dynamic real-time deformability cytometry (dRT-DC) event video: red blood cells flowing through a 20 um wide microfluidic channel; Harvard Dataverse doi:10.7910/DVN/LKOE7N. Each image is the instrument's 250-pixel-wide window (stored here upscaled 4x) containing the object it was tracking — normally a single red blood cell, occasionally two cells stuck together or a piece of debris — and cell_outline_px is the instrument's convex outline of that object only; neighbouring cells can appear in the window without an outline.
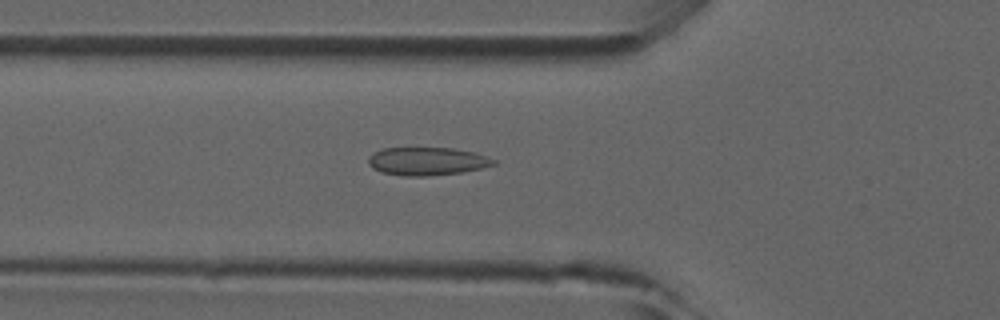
{"species": "common noctule bat (a hibernating species)", "species_latin": "Nyctalus noctula", "temperature_condition": "room temperature", "stored_images_in_passage": 45, "camera_frame_rate_fps": 3000, "um_per_image_px": 0.085, "animal": {"sex": "male", "forearm_length_mm": 52.5}, "frame": {"image": 1, "passage_image": 14, "time_ms": 4.333, "image_size_px": [1000, 320], "cell_outline_px": [[496, 164], [464, 172], [428, 176], [404, 176], [380, 172], [372, 168], [368, 164], [368, 156], [380, 148], [452, 148], [472, 152], [496, 160]], "centroid_in_image_um": [36.24, 13.71], "position_along_channel_um": 89.6, "area_um2": 20.52}}